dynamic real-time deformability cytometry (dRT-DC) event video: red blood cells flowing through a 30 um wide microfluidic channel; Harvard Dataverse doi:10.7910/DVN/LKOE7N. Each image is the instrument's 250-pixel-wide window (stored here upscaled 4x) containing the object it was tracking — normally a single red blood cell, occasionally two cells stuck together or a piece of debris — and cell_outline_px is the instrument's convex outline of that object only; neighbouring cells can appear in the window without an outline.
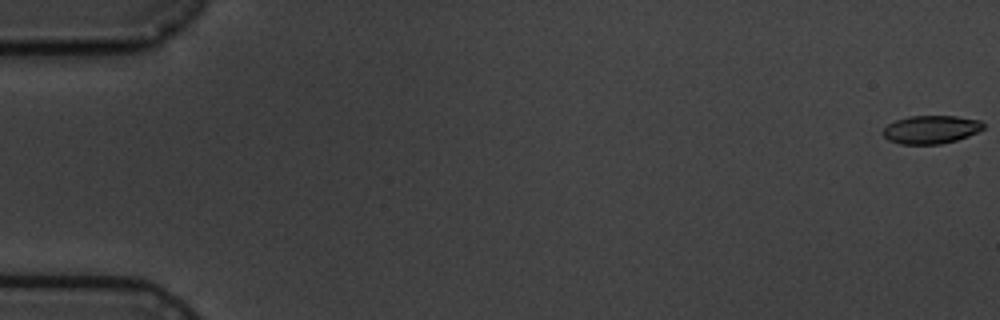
{"species": "common noctule bat (a hibernating species)", "species_latin": "Nyctalus noctula", "temperature_condition": "cold", "stored_images_in_passage": 6, "camera_frame_rate_fps": 3000, "um_per_image_px": 0.085, "animal": {"sex": "male", "body_mass_g": 19.5, "forearm_length_mm": 54.6}, "frame": {"image": 1, "passage_image": 1, "time_ms": 0.0, "image_size_px": [1000, 320], "cell_outline_px": [[984, 128], [968, 136], [956, 140], [940, 144], [900, 144], [888, 140], [884, 136], [884, 128], [888, 124], [896, 120], [908, 116], [956, 116], [980, 120], [984, 124]], "centroid_in_image_um": [79.13, 11.01], "position_along_channel_um": 5.9, "area_um2": 16.42}}